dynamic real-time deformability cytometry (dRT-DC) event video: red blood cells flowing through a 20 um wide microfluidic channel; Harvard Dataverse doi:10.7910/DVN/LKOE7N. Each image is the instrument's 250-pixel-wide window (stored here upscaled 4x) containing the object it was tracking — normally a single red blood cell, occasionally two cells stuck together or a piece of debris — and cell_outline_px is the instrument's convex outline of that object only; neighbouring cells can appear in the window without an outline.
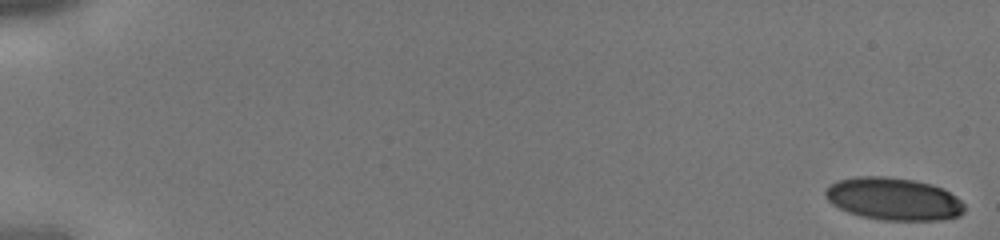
{"species": "human", "species_latin": "Homo sapiens", "temperature_condition": "cold", "stored_images_in_passage": 13, "camera_frame_rate_fps": 3000, "um_per_image_px": 0.085, "donor": {"sex": "male"}, "frame": {"image": 1, "passage_image": 1, "time_ms": 0.0, "image_size_px": [1000, 240], "cell_outline_px": [[964, 212], [960, 216], [940, 220], [880, 220], [860, 216], [848, 212], [832, 204], [824, 196], [824, 188], [836, 180], [852, 176], [884, 176], [912, 180], [932, 184], [956, 196], [964, 204]], "centroid_in_image_um": [75.9, 16.9], "position_along_channel_um": 9.1, "area_um2": 34.68}}